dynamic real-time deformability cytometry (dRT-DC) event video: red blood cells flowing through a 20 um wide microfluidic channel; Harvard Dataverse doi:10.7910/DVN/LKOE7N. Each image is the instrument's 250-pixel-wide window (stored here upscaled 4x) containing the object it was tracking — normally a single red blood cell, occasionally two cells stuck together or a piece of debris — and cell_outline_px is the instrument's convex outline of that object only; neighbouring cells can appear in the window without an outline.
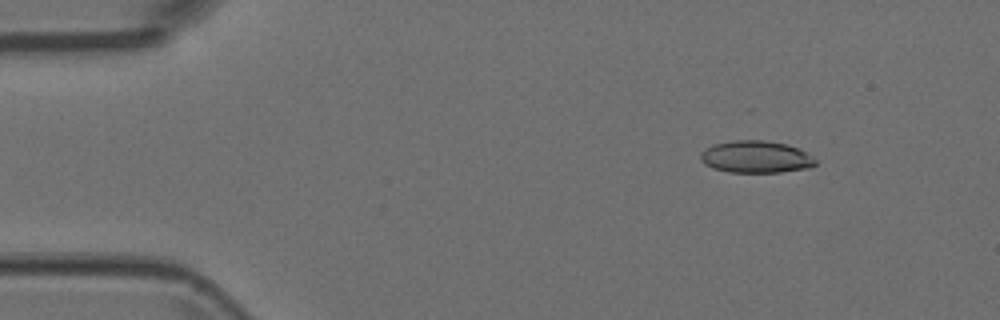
{"species": "Egyptian fruit bat (a non-hibernating species)", "species_latin": "Rousettus aegyptiacus", "temperature_condition": "room temperature", "stored_images_in_passage": 4, "camera_frame_rate_fps": 3000, "um_per_image_px": 0.085, "animal": {"sex": "female"}, "frame": {"image": 1, "passage_image": 2, "time_ms": 0.333, "image_size_px": [1000, 320], "cell_outline_px": [[816, 164], [812, 168], [780, 172], [728, 172], [712, 168], [704, 164], [700, 160], [700, 152], [704, 148], [712, 144], [732, 140], [764, 140], [788, 144], [804, 152], [816, 160]], "centroid_in_image_um": [64.2, 13.33], "position_along_channel_um": 20.8, "area_um2": 21.73}}